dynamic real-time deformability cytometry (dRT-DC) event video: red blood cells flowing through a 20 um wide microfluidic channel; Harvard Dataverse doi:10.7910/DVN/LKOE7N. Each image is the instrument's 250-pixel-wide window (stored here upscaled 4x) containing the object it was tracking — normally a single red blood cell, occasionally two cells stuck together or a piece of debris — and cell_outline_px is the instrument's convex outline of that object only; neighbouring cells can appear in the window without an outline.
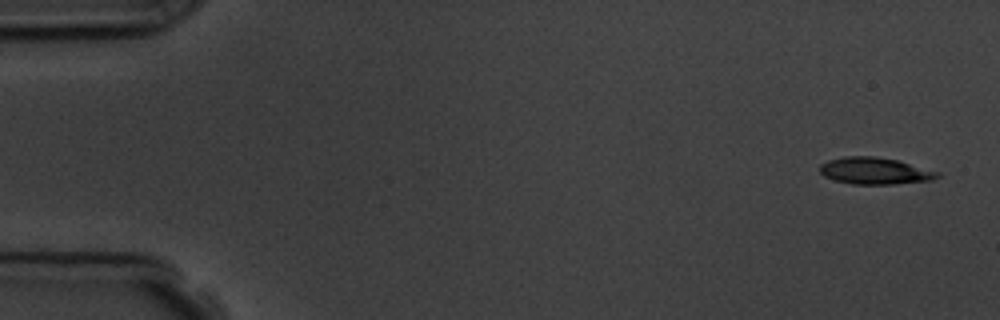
{"species": "common noctule bat (a hibernating species)", "species_latin": "Nyctalus noctula", "temperature_condition": "room temperature", "stored_images_in_passage": 5, "camera_frame_rate_fps": 3000, "um_per_image_px": 0.085, "animal": {"sex": "male", "body_mass_g": 19.5, "forearm_length_mm": 54.6}, "frame": {"image": 1, "passage_image": 1, "time_ms": 0.0, "image_size_px": [1000, 320], "cell_outline_px": [[940, 176], [932, 180], [892, 184], [852, 184], [836, 180], [824, 176], [820, 172], [820, 164], [828, 160], [844, 156], [876, 156], [896, 160], [940, 172]], "centroid_in_image_um": [74.35, 14.52], "position_along_channel_um": 10.7, "area_um2": 18.26}}
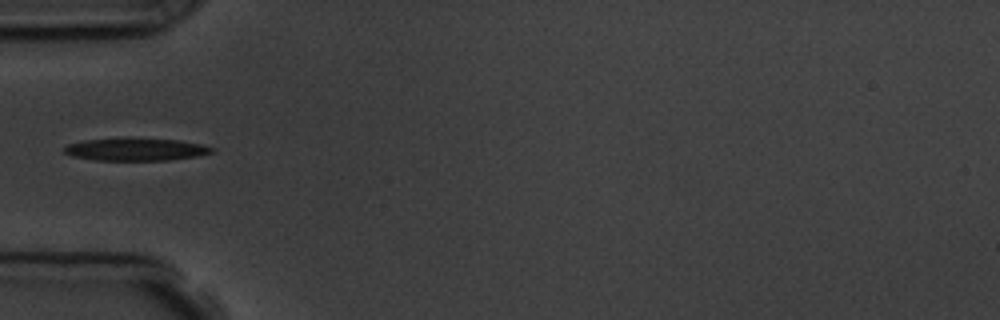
{"frame": {"image": 2, "passage_image": 5, "time_ms": 5.333, "image_size_px": [1000, 320], "cell_outline_px": [[216, 152], [196, 156], [168, 160], [96, 160], [72, 156], [64, 152], [64, 148], [68, 144], [84, 140], [120, 136], [128, 136], [180, 140], [200, 144], [216, 148]], "centroid_in_image_um": [11.55, 12.66], "position_along_channel_um": 73.4, "area_um2": 20.11}}